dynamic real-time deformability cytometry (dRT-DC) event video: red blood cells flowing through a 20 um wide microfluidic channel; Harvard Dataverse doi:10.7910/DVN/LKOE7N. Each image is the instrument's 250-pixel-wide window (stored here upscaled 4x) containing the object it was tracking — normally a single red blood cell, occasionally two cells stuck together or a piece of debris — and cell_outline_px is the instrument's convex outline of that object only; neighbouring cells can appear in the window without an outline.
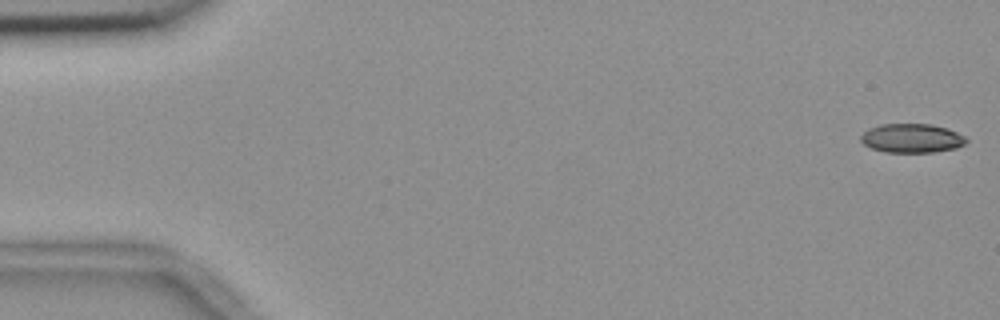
{"species": "common noctule bat (a hibernating species)", "species_latin": "Nyctalus noctula", "temperature_condition": "room temperature", "stored_images_in_passage": 55, "camera_frame_rate_fps": 3000, "um_per_image_px": 0.085, "animal": {"sex": "female", "body_mass_g": 18.4}, "frame": {"image": 1, "passage_image": 1, "time_ms": 0.0, "image_size_px": [1000, 320], "cell_outline_px": [[968, 140], [964, 144], [956, 148], [932, 152], [884, 152], [872, 148], [864, 144], [860, 140], [860, 136], [868, 128], [880, 124], [932, 124], [948, 128], [964, 136]], "centroid_in_image_um": [77.49, 11.74], "position_along_channel_um": 7.5, "area_um2": 17.86}}
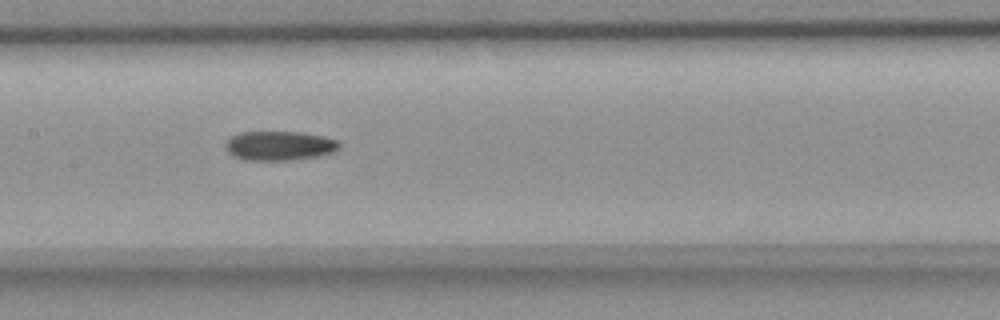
{"frame": {"image": 2, "passage_image": 27, "time_ms": 8.667, "image_size_px": [1000, 320], "cell_outline_px": [[340, 148], [336, 152], [320, 156], [292, 160], [244, 160], [232, 156], [224, 148], [224, 144], [232, 136], [240, 132], [300, 132], [324, 136], [336, 140], [340, 144]], "centroid_in_image_um": [23.76, 12.4], "position_along_channel_um": 183.6, "area_um2": 19.71}}
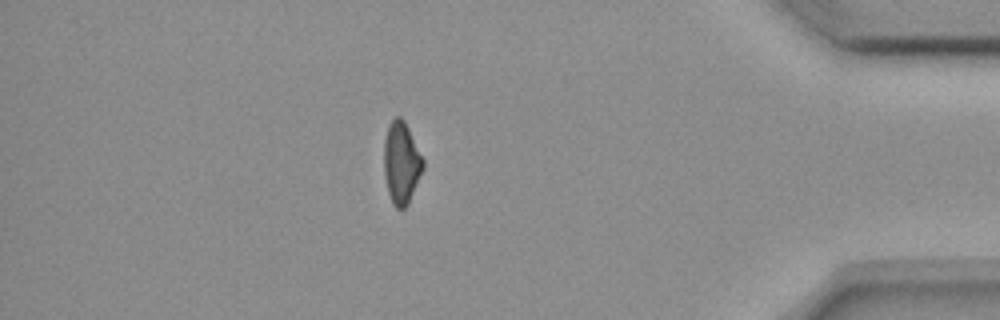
{"frame": {"image": 3, "passage_image": 48, "time_ms": 15.667, "image_size_px": [1000, 320], "cell_outline_px": [[424, 168], [408, 204], [404, 208], [396, 208], [392, 204], [388, 192], [384, 172], [384, 140], [388, 124], [396, 116], [400, 116], [404, 120], [424, 160]], "centroid_in_image_um": [34.11, 13.83], "position_along_channel_um": 401.1, "area_um2": 18.67}, "authors_computed_cell_mechanics": {"area_um2": 19.1318, "velocity_mm_per_s": 3.6803, "shape_relaxation_time_tau1_ms": 11.3122, "shape_relaxation_time_tau2_ms": 7.5534, "deformation_change_tau1": 0.2271, "deformation_change_tau2": 0.1526}}